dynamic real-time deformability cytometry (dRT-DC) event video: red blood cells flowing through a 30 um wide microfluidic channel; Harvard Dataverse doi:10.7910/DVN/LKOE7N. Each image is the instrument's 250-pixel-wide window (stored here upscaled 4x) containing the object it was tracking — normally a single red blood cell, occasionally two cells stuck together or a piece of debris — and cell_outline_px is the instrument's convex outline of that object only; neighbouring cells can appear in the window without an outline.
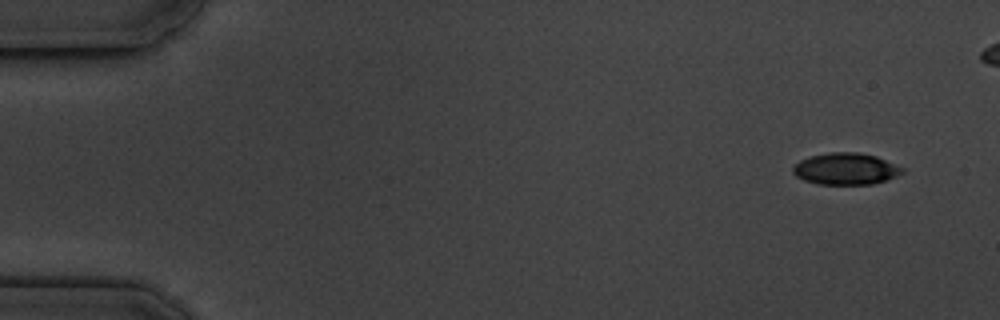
{"species": "common noctule bat (a hibernating species)", "species_latin": "Nyctalus noctula", "temperature_condition": "cold", "stored_images_in_passage": 7, "camera_frame_rate_fps": 3000, "um_per_image_px": 0.085, "animal": {"sex": "male", "body_mass_g": 19.5, "forearm_length_mm": 54.6}, "frame": {"image": 1, "passage_image": 1, "time_ms": 0.0, "image_size_px": [1000, 320], "cell_outline_px": [[904, 172], [884, 180], [872, 184], [816, 184], [804, 180], [796, 176], [792, 172], [792, 168], [800, 160], [812, 156], [828, 152], [856, 152], [876, 156], [904, 168]], "centroid_in_image_um": [71.86, 14.35], "position_along_channel_um": 13.1, "area_um2": 20.0}}